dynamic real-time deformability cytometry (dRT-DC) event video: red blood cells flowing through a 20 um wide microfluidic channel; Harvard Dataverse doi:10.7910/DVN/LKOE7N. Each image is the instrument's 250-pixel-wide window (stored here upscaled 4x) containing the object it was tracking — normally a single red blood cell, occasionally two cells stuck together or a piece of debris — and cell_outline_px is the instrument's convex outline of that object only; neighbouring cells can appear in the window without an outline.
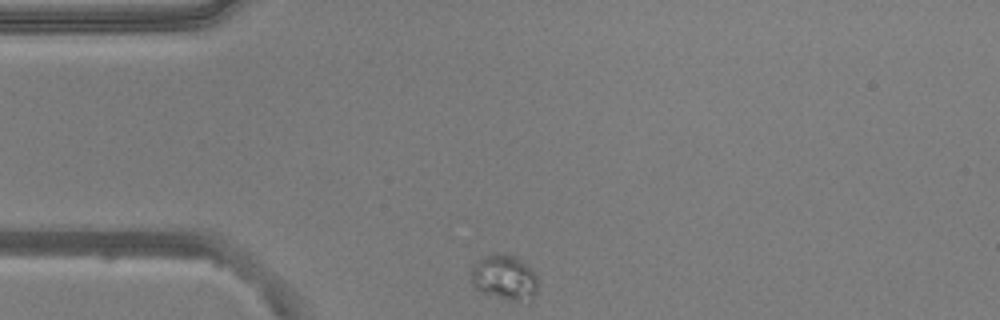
{"species": "common noctule bat (a hibernating species)", "species_latin": "Nyctalus noctula", "temperature_condition": "warm", "stored_images_in_passage": 46, "camera_frame_rate_fps": 3000, "um_per_image_px": 0.085, "animal": {"sex": "male", "body_mass_g": 20.5, "forearm_length_mm": 52.5}, "frame": {"image": 1, "passage_image": 1, "time_ms": 0.0, "image_size_px": [1000, 320], "cell_outline_px": [[536, 296], [516, 304], [480, 292], [468, 280], [472, 264], [480, 256], [496, 252], [508, 252], [516, 256], [532, 268], [536, 276]], "centroid_in_image_um": [42.82, 23.57], "position_along_channel_um": 42.2, "area_um2": 18.73}}
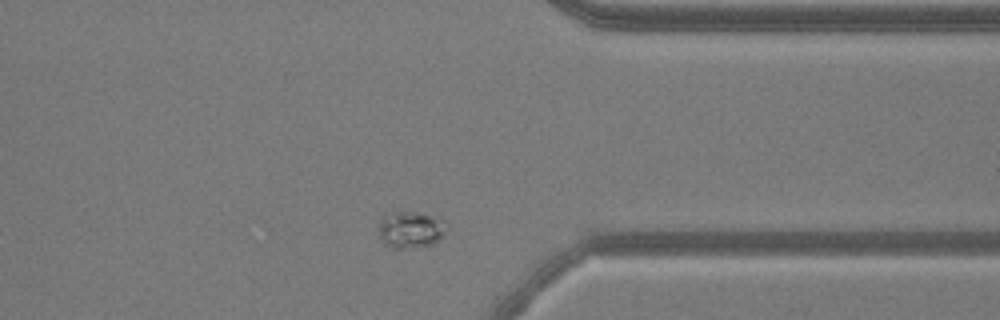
{"frame": {"image": 2, "passage_image": 33, "time_ms": 10.667, "image_size_px": [1000, 320], "cell_outline_px": [[448, 228], [432, 244], [400, 248], [392, 248], [384, 244], [380, 240], [380, 220], [384, 216], [392, 212], [404, 212], [432, 216], [444, 220], [448, 224]], "centroid_in_image_um": [34.89, 19.52], "position_along_channel_um": 376.5, "area_um2": 14.05}}
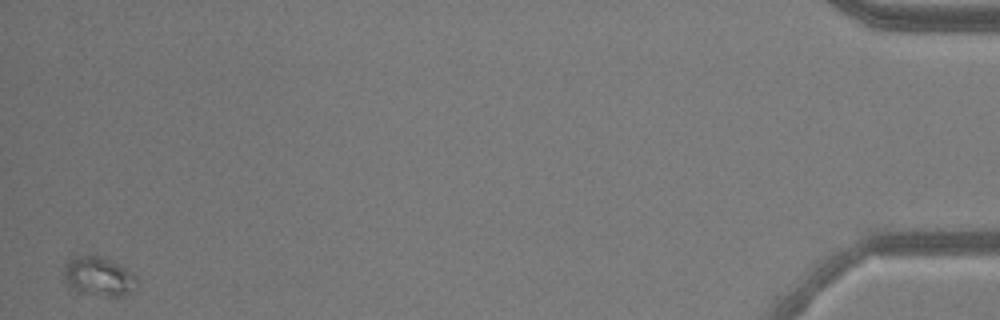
{"frame": {"image": 3, "passage_image": 45, "time_ms": 14.667, "image_size_px": [1000, 320], "cell_outline_px": [[136, 288], [120, 296], [104, 296], [76, 292], [68, 288], [64, 276], [64, 264], [72, 256], [88, 252], [96, 252], [128, 268], [136, 276]], "centroid_in_image_um": [8.34, 23.42], "position_along_channel_um": 426.9, "area_um2": 17.57}, "authors_computed_cell_mechanics": {"area_um2": 12.4559, "velocity_mm_per_s": 3.4414, "shape_relaxation_time_tau1_ms": 3.2032, "shape_relaxation_time_tau2_ms": null, "deformation_change_tau1": 0.0538, "deformation_change_tau2": null}}